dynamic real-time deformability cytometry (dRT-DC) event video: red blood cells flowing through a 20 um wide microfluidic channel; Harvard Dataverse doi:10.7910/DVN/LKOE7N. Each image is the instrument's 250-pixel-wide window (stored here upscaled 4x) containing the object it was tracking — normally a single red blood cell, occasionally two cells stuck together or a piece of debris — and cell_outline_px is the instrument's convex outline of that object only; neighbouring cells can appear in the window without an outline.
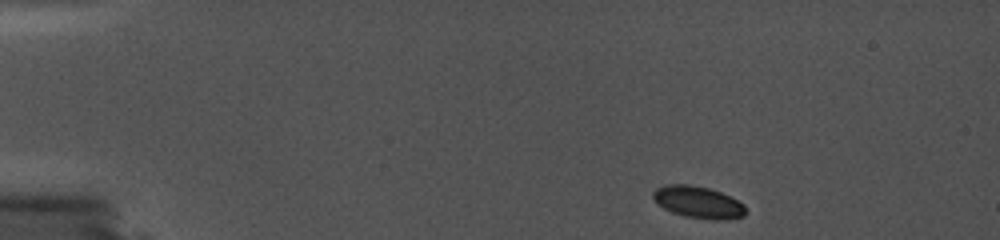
{"species": "common noctule bat (a hibernating species)", "species_latin": "Nyctalus noctula", "temperature_condition": "cold", "stored_images_in_passage": 65, "camera_frame_rate_fps": 5000, "um_per_image_px": 0.085, "animal": {"sex": "female", "body_mass_g": 19.0, "forearm_length_mm": 56.7}, "frame": {"image": 1, "passage_image": 1, "time_ms": 0.0, "image_size_px": [1000, 240], "cell_outline_px": [[744, 216], [724, 220], [716, 220], [684, 216], [672, 212], [664, 208], [652, 196], [652, 192], [656, 188], [668, 184], [684, 184], [708, 188], [720, 192], [740, 200], [744, 204]], "centroid_in_image_um": [59.36, 17.18], "position_along_channel_um": 25.6, "area_um2": 17.05}}
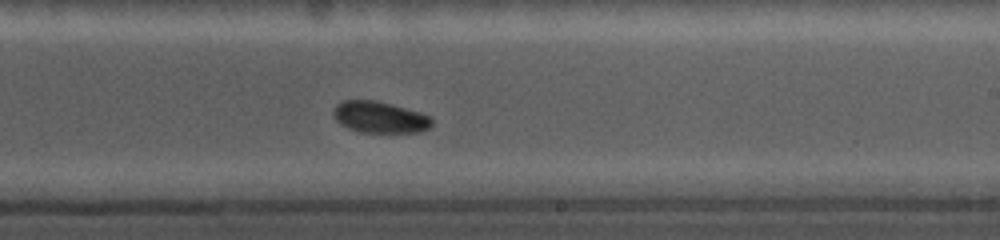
{"frame": {"image": 2, "passage_image": 45, "time_ms": 8.8, "image_size_px": [1000, 240], "cell_outline_px": [[432, 124], [428, 128], [420, 132], [360, 132], [348, 128], [340, 124], [336, 120], [332, 112], [336, 104], [344, 100], [376, 100], [392, 104], [420, 112], [432, 116]], "centroid_in_image_um": [32.28, 9.95], "position_along_channel_um": 256.7, "area_um2": 18.15}}
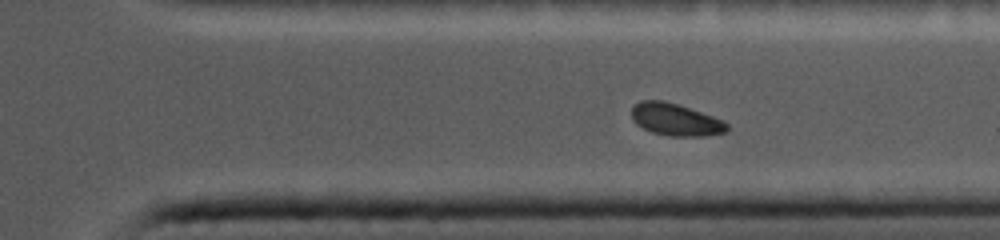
{"frame": {"image": 3, "passage_image": 58, "time_ms": 11.4, "image_size_px": [1000, 240], "cell_outline_px": [[728, 128], [724, 132], [704, 136], [668, 136], [652, 132], [636, 124], [632, 120], [632, 108], [640, 100], [664, 100], [724, 120], [728, 124]], "centroid_in_image_um": [57.4, 10.17], "position_along_channel_um": 354.0, "area_um2": 17.74}}